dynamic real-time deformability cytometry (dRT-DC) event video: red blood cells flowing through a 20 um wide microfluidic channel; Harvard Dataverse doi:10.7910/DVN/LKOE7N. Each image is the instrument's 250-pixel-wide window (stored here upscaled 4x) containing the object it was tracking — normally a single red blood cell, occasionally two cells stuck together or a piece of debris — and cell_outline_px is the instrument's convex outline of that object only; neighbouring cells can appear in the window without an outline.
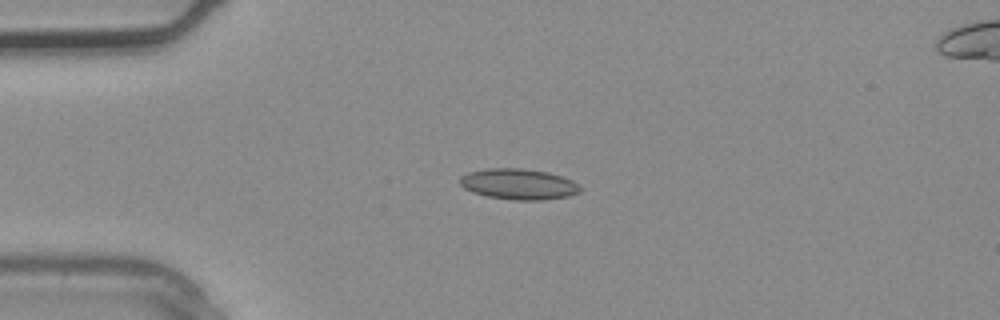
{"species": "common noctule bat (a hibernating species)", "species_latin": "Nyctalus noctula", "temperature_condition": "warm", "stored_images_in_passage": 1, "camera_frame_rate_fps": 3000, "um_per_image_px": 0.085, "animal": {"sex": "male", "body_mass_g": 20.4}, "frame": {"image": 1, "passage_image": 1, "time_ms": 0.0, "image_size_px": [1000, 320], "cell_outline_px": [[584, 188], [580, 192], [568, 196], [544, 200], [512, 200], [488, 196], [472, 192], [464, 188], [460, 184], [460, 176], [468, 172], [488, 168], [524, 168], [548, 172], [572, 180]], "centroid_in_image_um": [44.1, 15.65], "position_along_channel_um": 40.9, "area_um2": 21.73}}